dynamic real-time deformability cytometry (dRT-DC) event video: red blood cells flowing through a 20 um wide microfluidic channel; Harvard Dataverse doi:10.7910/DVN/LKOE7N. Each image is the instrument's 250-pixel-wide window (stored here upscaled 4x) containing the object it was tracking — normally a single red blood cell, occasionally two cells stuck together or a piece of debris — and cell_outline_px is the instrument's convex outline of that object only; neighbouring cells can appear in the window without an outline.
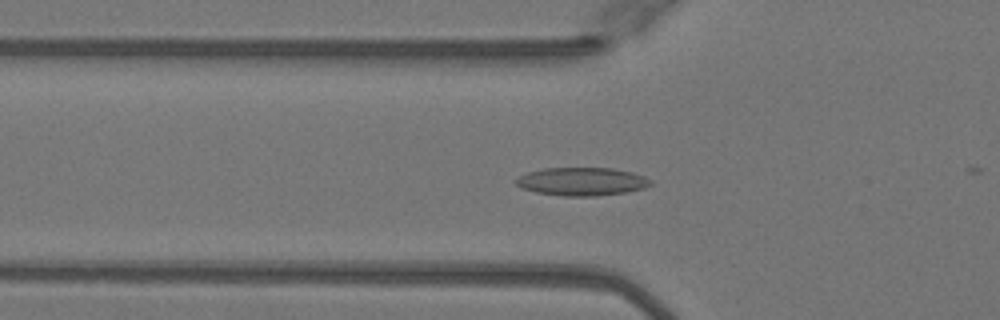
{"species": "Egyptian fruit bat (a non-hibernating species)", "species_latin": "Rousettus aegyptiacus", "temperature_condition": "warm", "stored_images_in_passage": 43, "camera_frame_rate_fps": 3000, "um_per_image_px": 0.085, "animal": {"sex": "female"}, "frame": {"image": 1, "passage_image": 17, "time_ms": 5.333, "image_size_px": [1000, 320], "cell_outline_px": [[652, 184], [644, 188], [628, 192], [596, 196], [564, 196], [536, 192], [520, 188], [516, 184], [516, 180], [520, 176], [528, 172], [544, 168], [612, 168], [632, 172], [644, 176], [652, 180]], "centroid_in_image_um": [49.48, 15.43], "position_along_channel_um": 76.3, "area_um2": 22.14}}
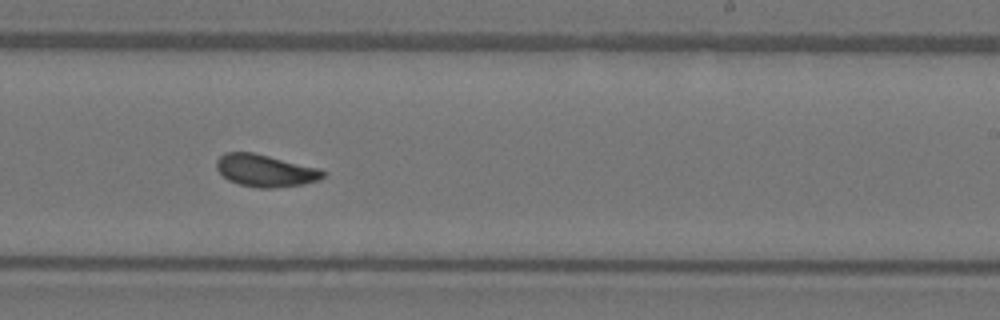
{"frame": {"image": 2, "passage_image": 31, "time_ms": 10.0, "image_size_px": [1000, 320], "cell_outline_px": [[328, 172], [320, 180], [304, 184], [272, 188], [260, 188], [240, 184], [228, 180], [216, 168], [216, 160], [224, 152], [252, 152], [320, 168]], "centroid_in_image_um": [22.58, 14.5], "position_along_channel_um": 266.4, "area_um2": 20.06}}
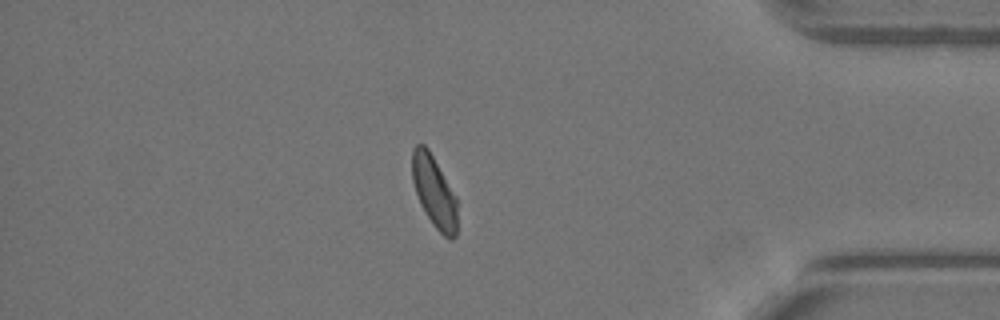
{"frame": {"image": 3, "passage_image": 43, "time_ms": 14.0, "image_size_px": [1000, 320], "cell_outline_px": [[456, 236], [452, 240], [448, 240], [432, 224], [424, 212], [420, 204], [412, 180], [412, 148], [416, 144], [424, 144], [428, 148], [456, 196]], "centroid_in_image_um": [36.89, 16.3], "position_along_channel_um": 398.3, "area_um2": 18.79}, "authors_computed_cell_mechanics": {"area_um2": 20.23, "velocity_mm_per_s": 4.0559, "shape_relaxation_time_tau1_ms": 3.8535, "shape_relaxation_time_tau2_ms": 1.8235, "deformation_change_tau1": 0.1521, "deformation_change_tau2": 0.0805}}